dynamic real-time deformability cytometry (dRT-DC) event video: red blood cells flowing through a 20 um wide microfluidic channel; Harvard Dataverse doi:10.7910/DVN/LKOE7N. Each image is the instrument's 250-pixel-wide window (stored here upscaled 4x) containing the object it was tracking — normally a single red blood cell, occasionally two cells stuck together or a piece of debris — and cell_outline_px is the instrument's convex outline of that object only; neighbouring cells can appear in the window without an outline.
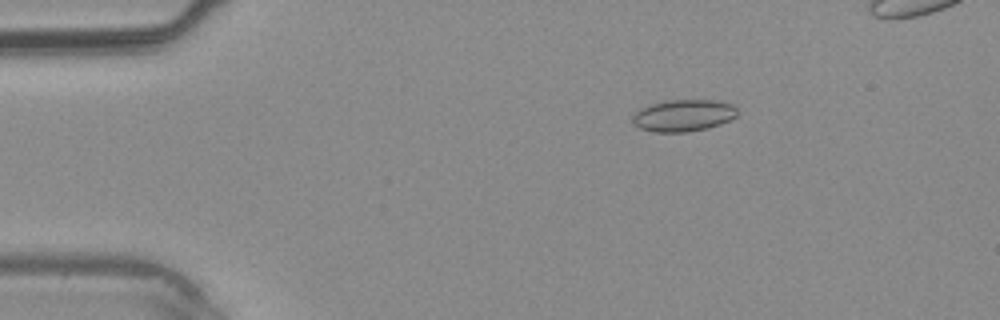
{"species": "common noctule bat (a hibernating species)", "species_latin": "Nyctalus noctula", "temperature_condition": "warm", "stored_images_in_passage": 9, "camera_frame_rate_fps": 3000, "um_per_image_px": 0.085, "animal": {"sex": "male", "body_mass_g": 20.4}, "frame": {"image": 1, "passage_image": 3, "time_ms": 0.667, "image_size_px": [1000, 320], "cell_outline_px": [[736, 116], [720, 124], [708, 128], [688, 132], [652, 132], [640, 128], [632, 120], [632, 116], [640, 108], [664, 100], [720, 100], [732, 104], [736, 108]], "centroid_in_image_um": [58.09, 9.81], "position_along_channel_um": 26.9, "area_um2": 19.48}}